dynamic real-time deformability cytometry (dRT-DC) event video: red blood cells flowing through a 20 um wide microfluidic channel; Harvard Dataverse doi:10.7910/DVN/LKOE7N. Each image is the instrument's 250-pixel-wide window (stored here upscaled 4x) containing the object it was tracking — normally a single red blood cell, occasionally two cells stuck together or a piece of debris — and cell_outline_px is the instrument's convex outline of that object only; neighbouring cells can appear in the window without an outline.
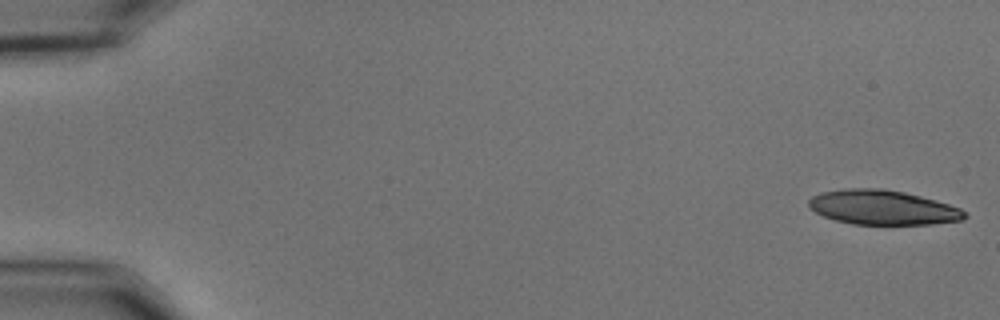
{"species": "common noctule bat (a hibernating species)", "species_latin": "Nyctalus noctula", "temperature_condition": "cold", "stored_images_in_passage": 21, "camera_frame_rate_fps": 3000, "um_per_image_px": 0.085, "animal": {"sex": "male", "body_mass_g": 15.6}, "frame": {"image": 1, "passage_image": 1, "time_ms": 0.0, "image_size_px": [1000, 320], "cell_outline_px": [[968, 216], [964, 220], [932, 224], [852, 224], [836, 220], [824, 216], [808, 208], [808, 200], [812, 196], [820, 192], [844, 188], [884, 188], [904, 192], [936, 200], [960, 208]], "centroid_in_image_um": [75.01, 17.62], "position_along_channel_um": 10.0, "area_um2": 31.56}}